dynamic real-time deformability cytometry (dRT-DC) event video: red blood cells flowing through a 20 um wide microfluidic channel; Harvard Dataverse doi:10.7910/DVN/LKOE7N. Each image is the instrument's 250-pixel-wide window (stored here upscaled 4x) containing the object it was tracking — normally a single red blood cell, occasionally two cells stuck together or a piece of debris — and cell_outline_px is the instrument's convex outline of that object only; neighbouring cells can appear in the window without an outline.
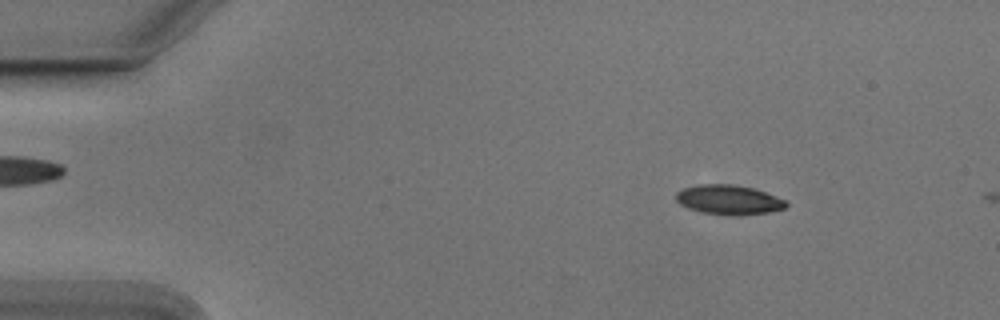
{"species": "Egyptian fruit bat (a non-hibernating species)", "species_latin": "Rousettus aegyptiacus", "temperature_condition": "cold", "stored_images_in_passage": 8, "camera_frame_rate_fps": 3000, "um_per_image_px": 0.085, "animal": {"sex": "male"}, "frame": {"image": 1, "passage_image": 7, "time_ms": 2.0, "image_size_px": [1000, 320], "cell_outline_px": [[788, 204], [784, 208], [768, 212], [704, 212], [688, 208], [680, 204], [676, 200], [676, 192], [684, 188], [700, 184], [732, 184], [752, 188], [764, 192], [784, 200]], "centroid_in_image_um": [61.88, 16.92], "position_along_channel_um": 23.1, "area_um2": 17.74}}